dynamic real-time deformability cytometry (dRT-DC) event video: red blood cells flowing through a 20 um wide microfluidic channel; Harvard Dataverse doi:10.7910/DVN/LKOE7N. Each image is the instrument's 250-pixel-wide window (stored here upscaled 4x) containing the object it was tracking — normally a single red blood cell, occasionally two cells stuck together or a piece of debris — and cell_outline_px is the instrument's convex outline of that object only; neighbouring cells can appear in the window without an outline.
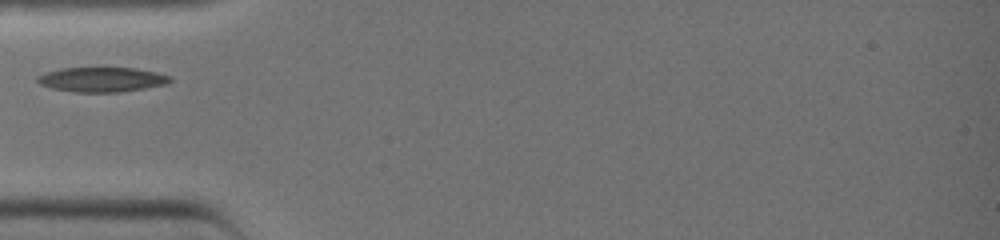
{"species": "common noctule bat (a hibernating species)", "species_latin": "Nyctalus noctula", "temperature_condition": "warm", "stored_images_in_passage": 22, "camera_frame_rate_fps": 3000, "um_per_image_px": 0.085, "animal": {"sex": "female", "body_mass_g": 19.0, "forearm_length_mm": 51.5}, "frame": {"image": 1, "passage_image": 1, "time_ms": 0.0, "image_size_px": [1000, 240], "cell_outline_px": [[172, 80], [168, 84], [120, 92], [72, 92], [52, 88], [40, 84], [36, 80], [36, 76], [60, 68], [136, 68], [156, 72], [172, 76]], "centroid_in_image_um": [8.68, 6.76], "position_along_channel_um": 76.3, "area_um2": 19.13}}
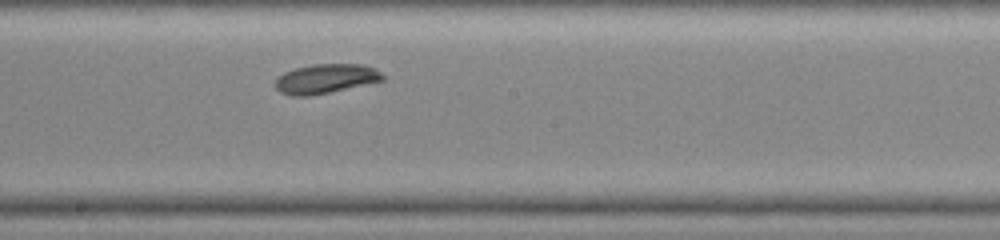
{"frame": {"image": 2, "passage_image": 10, "time_ms": 3.0, "image_size_px": [1000, 240], "cell_outline_px": [[384, 80], [328, 92], [308, 96], [292, 96], [280, 92], [276, 88], [276, 80], [284, 72], [296, 68], [312, 64], [364, 64], [376, 68], [384, 76]], "centroid_in_image_um": [27.69, 6.68], "position_along_channel_um": 220.5, "area_um2": 18.21}}
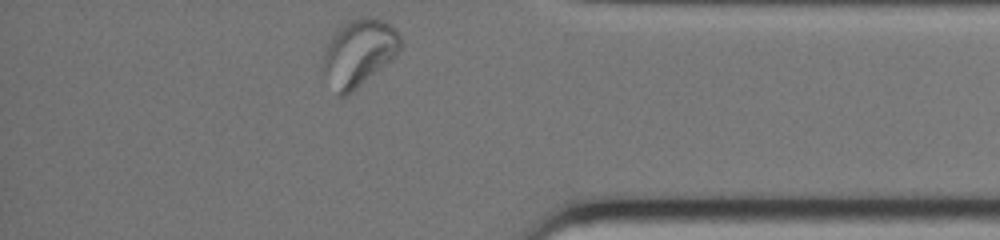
{"frame": {"image": 3, "passage_image": 22, "time_ms": 7.0, "image_size_px": [1000, 240], "cell_outline_px": [[400, 48], [388, 60], [348, 96], [340, 96], [320, 72], [320, 64], [324, 52], [332, 36], [340, 24], [348, 20], [360, 16], [372, 16], [384, 20], [392, 24], [400, 36]], "centroid_in_image_um": [30.43, 4.44], "position_along_channel_um": 404.8, "area_um2": 30.17}}